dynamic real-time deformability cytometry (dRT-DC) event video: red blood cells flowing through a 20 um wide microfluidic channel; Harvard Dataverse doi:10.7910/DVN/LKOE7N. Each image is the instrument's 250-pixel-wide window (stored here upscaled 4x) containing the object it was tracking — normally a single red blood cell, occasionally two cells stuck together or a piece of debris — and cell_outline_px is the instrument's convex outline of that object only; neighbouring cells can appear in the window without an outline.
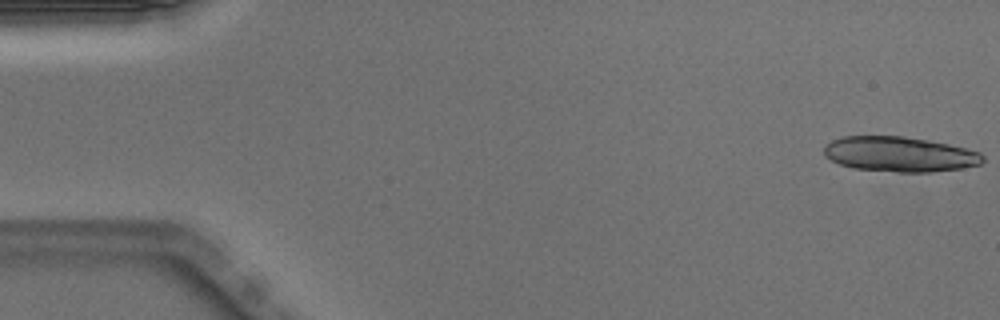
{"species": "Egyptian fruit bat (a non-hibernating species)", "species_latin": "Rousettus aegyptiacus", "temperature_condition": "warm", "stored_images_in_passage": 14, "camera_frame_rate_fps": 3000, "um_per_image_px": 0.085, "animal": {"sex": "male"}, "frame": {"image": 1, "passage_image": 1, "time_ms": 0.0, "image_size_px": [1000, 320], "cell_outline_px": [[984, 160], [980, 164], [960, 168], [932, 172], [896, 172], [856, 168], [840, 164], [824, 156], [824, 148], [832, 140], [844, 136], [904, 136], [928, 140], [948, 144], [980, 152], [984, 156]], "centroid_in_image_um": [76.47, 13.1], "position_along_channel_um": 8.5, "area_um2": 32.25}}